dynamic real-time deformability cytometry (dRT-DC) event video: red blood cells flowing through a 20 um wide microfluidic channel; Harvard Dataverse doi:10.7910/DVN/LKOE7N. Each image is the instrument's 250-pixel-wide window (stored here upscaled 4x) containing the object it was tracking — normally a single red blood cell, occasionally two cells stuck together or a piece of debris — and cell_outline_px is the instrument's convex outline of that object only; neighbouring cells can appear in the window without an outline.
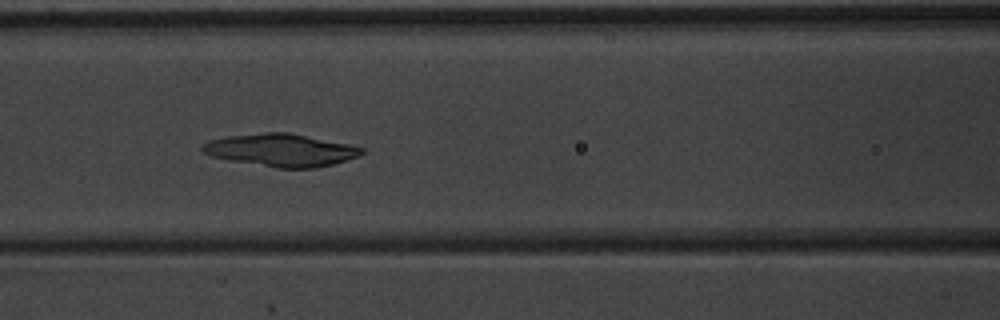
{"species": "common noctule bat (a hibernating species)", "species_latin": "Nyctalus noctula", "temperature_condition": "warm", "stored_images_in_passage": 8, "camera_frame_rate_fps": 3000, "um_per_image_px": 0.085, "animal": {"sex": "male", "body_mass_g": 20.1, "forearm_length_mm": 53.5}, "frame": {"image": 1, "passage_image": 7, "time_ms": 2.0, "image_size_px": [1000, 320], "cell_outline_px": [[364, 152], [348, 160], [316, 168], [276, 168], [228, 160], [212, 156], [204, 152], [200, 148], [200, 144], [208, 140], [224, 136], [268, 132], [288, 132], [348, 144], [364, 148]], "centroid_in_image_um": [23.83, 12.76], "position_along_channel_um": 142.8, "area_um2": 30.35}}
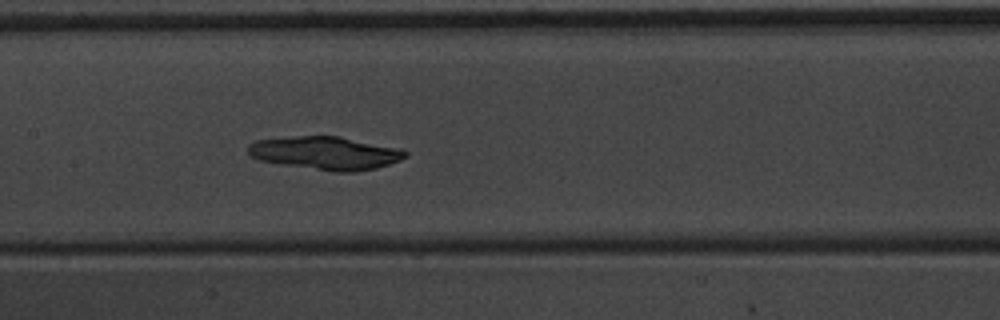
{"frame": {"image": 2, "passage_image": 8, "time_ms": 2.333, "image_size_px": [1000, 320], "cell_outline_px": [[408, 156], [400, 160], [376, 168], [352, 172], [336, 172], [280, 164], [260, 160], [248, 156], [248, 144], [256, 140], [296, 136], [340, 136], [396, 148], [408, 152]], "centroid_in_image_um": [27.63, 13.01], "position_along_channel_um": 179.8, "area_um2": 30.23}}